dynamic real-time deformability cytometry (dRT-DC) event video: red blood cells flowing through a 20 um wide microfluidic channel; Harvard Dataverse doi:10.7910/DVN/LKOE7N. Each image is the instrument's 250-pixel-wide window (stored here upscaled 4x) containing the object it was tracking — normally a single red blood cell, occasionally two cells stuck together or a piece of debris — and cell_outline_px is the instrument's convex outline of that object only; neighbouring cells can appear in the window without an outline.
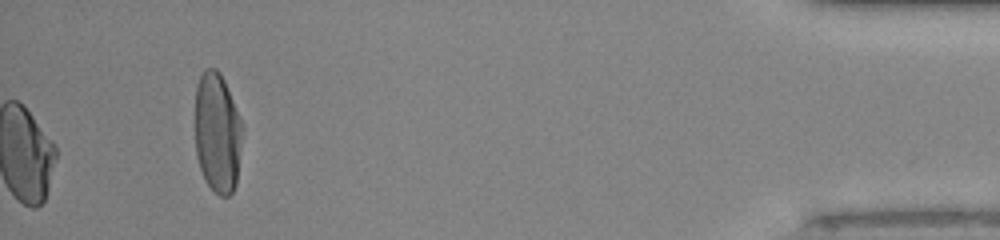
{"species": "human", "species_latin": "Homo sapiens", "temperature_condition": "room temperature", "stored_images_in_passage": 33, "camera_frame_rate_fps": 3000, "um_per_image_px": 0.085, "donor": {"sex": "male"}, "frame": {"image": 1, "passage_image": 33, "time_ms": 10.667, "image_size_px": [1000, 240], "cell_outline_px": [[244, 128], [236, 184], [232, 192], [228, 196], [220, 196], [208, 184], [200, 168], [196, 156], [196, 84], [204, 68], [216, 68], [220, 72], [224, 80], [244, 124]], "centroid_in_image_um": [18.5, 11.25], "position_along_channel_um": 416.7, "area_um2": 33.47}}